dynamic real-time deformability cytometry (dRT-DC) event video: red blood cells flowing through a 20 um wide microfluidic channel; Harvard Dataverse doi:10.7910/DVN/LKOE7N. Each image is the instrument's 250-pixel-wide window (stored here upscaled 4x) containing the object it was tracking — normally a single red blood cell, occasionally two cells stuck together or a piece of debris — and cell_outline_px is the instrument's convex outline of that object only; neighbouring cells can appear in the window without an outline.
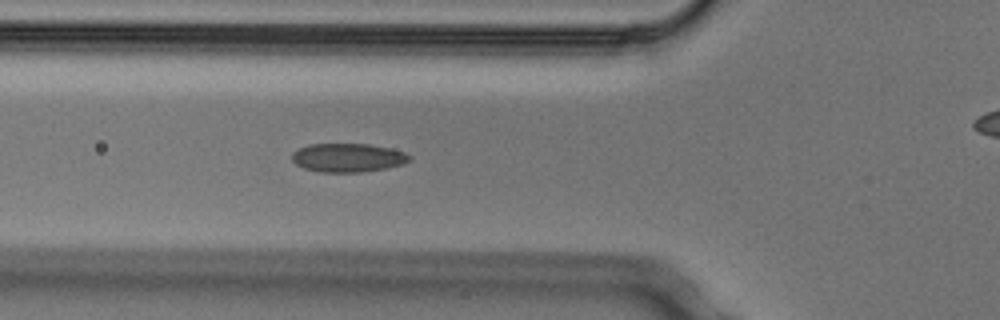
{"species": "Egyptian fruit bat (a non-hibernating species)", "species_latin": "Rousettus aegyptiacus", "temperature_condition": "cold", "stored_images_in_passage": 5, "segment_of_instrument_passage": [1, 2], "camera_frame_rate_fps": 3000, "um_per_image_px": 0.085, "animal": {"sex": "male"}, "frame": {"image": 1, "passage_image": 4, "time_ms": 1.0, "image_size_px": [1000, 320], "cell_outline_px": [[412, 156], [404, 164], [388, 168], [360, 172], [320, 172], [304, 168], [296, 164], [292, 160], [292, 152], [308, 144], [368, 144], [388, 148], [404, 152]], "centroid_in_image_um": [29.56, 13.41], "position_along_channel_um": 96.2, "area_um2": 19.59}}